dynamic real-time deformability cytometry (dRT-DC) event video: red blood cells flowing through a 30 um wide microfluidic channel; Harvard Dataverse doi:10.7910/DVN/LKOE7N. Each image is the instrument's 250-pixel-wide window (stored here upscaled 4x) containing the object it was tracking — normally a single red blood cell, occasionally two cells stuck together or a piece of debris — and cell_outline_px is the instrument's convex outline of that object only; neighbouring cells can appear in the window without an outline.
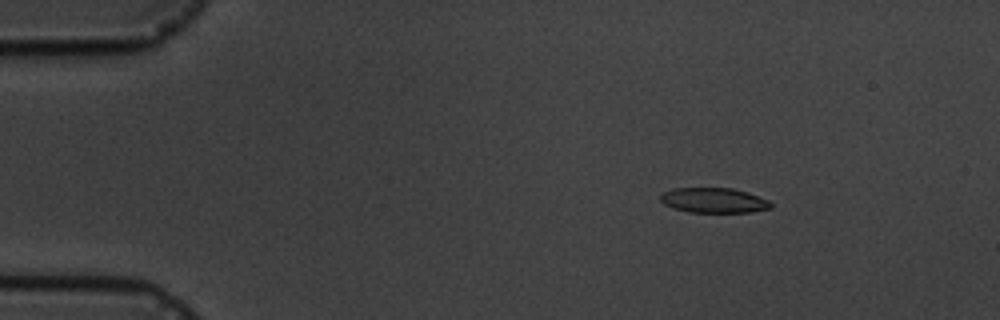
{"species": "common noctule bat (a hibernating species)", "species_latin": "Nyctalus noctula", "temperature_condition": "cold", "stored_images_in_passage": 3, "camera_frame_rate_fps": 3000, "um_per_image_px": 0.085, "animal": {"sex": "male", "body_mass_g": 19.5, "forearm_length_mm": 54.6}, "frame": {"image": 1, "passage_image": 1, "time_ms": 0.0, "image_size_px": [1000, 320], "cell_outline_px": [[772, 208], [752, 212], [688, 212], [672, 208], [664, 204], [660, 200], [660, 196], [664, 192], [672, 188], [732, 188], [748, 192], [768, 200], [772, 204]], "centroid_in_image_um": [60.67, 17.03], "position_along_channel_um": 24.3, "area_um2": 16.18}}